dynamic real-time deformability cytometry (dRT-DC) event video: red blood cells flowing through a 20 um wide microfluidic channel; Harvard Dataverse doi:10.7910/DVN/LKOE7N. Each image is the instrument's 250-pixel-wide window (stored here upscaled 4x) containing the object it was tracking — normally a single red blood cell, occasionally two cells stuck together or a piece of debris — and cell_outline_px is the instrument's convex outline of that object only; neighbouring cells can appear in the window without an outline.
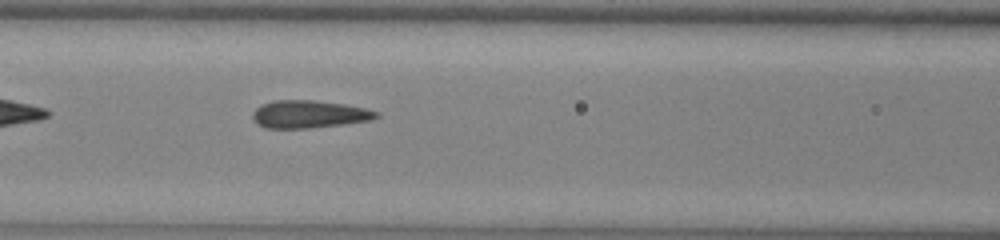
{"species": "common noctule bat (a hibernating species)", "species_latin": "Nyctalus noctula", "temperature_condition": "warm", "stored_images_in_passage": 35, "camera_frame_rate_fps": 3000, "um_per_image_px": 0.085, "animal": {"sex": "male", "body_mass_g": 13.0, "forearm_length_mm": 53.1}, "frame": {"image": 1, "passage_image": 6, "time_ms": 1.667, "image_size_px": [1000, 240], "cell_outline_px": [[380, 116], [372, 120], [308, 128], [264, 128], [256, 124], [252, 116], [252, 112], [260, 104], [272, 100], [312, 100], [344, 104], [364, 108], [380, 112]], "centroid_in_image_um": [26.23, 9.7], "position_along_channel_um": 140.4, "area_um2": 20.0}}